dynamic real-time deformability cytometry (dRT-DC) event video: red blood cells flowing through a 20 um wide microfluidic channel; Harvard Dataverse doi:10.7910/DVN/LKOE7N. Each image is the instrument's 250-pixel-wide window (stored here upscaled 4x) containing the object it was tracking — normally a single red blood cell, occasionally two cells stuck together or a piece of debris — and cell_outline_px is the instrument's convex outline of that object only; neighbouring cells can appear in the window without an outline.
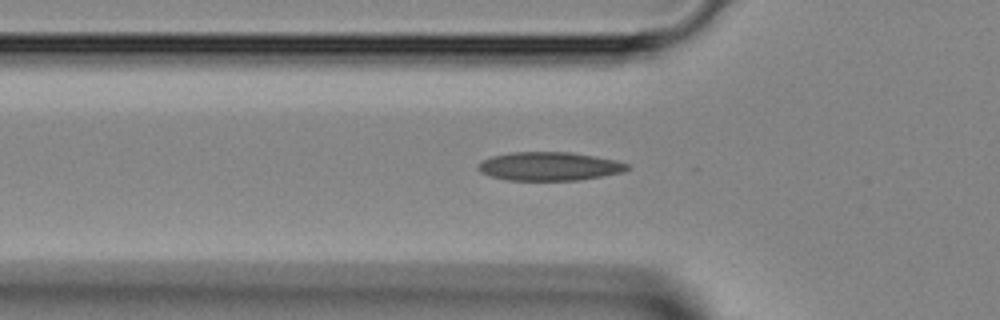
{"species": "Egyptian fruit bat (a non-hibernating species)", "species_latin": "Rousettus aegyptiacus", "temperature_condition": "room temperature", "stored_images_in_passage": 26, "camera_frame_rate_fps": 3000, "um_per_image_px": 0.085, "animal": {"sex": "female"}, "frame": {"image": 1, "passage_image": 3, "time_ms": 0.667, "image_size_px": [1000, 320], "cell_outline_px": [[632, 168], [624, 172], [604, 176], [580, 180], [508, 180], [492, 176], [480, 172], [480, 160], [492, 156], [512, 152], [572, 152], [596, 156], [616, 160], [628, 164]], "centroid_in_image_um": [46.76, 14.13], "position_along_channel_um": 79.0, "area_um2": 24.91}}
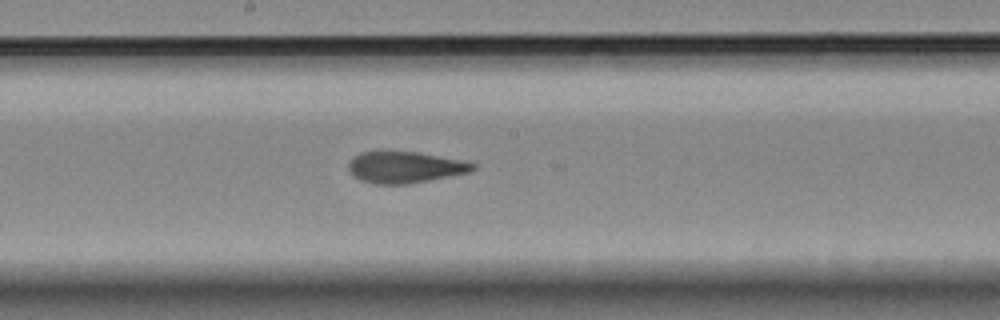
{"frame": {"image": 2, "passage_image": 12, "time_ms": 3.667, "image_size_px": [1000, 320], "cell_outline_px": [[476, 168], [468, 172], [408, 184], [372, 184], [360, 180], [352, 176], [348, 168], [348, 164], [352, 156], [360, 152], [416, 152], [464, 160], [476, 164]], "centroid_in_image_um": [34.37, 14.22], "position_along_channel_um": 213.8, "area_um2": 22.72}}
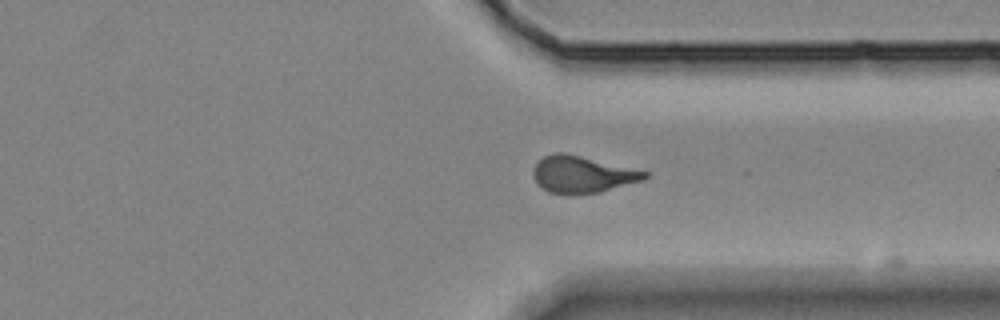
{"frame": {"image": 3, "passage_image": 22, "time_ms": 7.0, "image_size_px": [1000, 320], "cell_outline_px": [[648, 176], [644, 180], [600, 192], [576, 196], [564, 196], [548, 192], [540, 188], [536, 184], [532, 172], [536, 164], [544, 156], [556, 152], [564, 152], [648, 172]], "centroid_in_image_um": [49.44, 14.87], "position_along_channel_um": 362.0, "area_um2": 24.28}}